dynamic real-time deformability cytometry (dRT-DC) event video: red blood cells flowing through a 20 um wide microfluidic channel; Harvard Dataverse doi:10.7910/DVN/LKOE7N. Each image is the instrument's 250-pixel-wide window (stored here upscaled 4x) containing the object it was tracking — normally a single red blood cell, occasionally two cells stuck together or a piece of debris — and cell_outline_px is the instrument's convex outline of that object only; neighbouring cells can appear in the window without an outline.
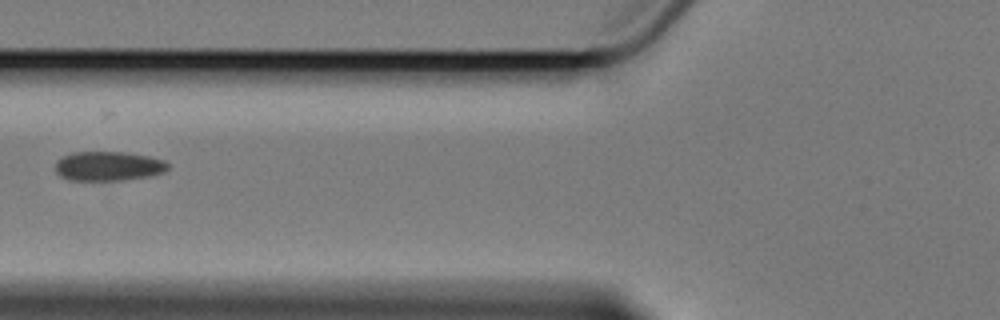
{"species": "Egyptian fruit bat (a non-hibernating species)", "species_latin": "Rousettus aegyptiacus", "temperature_condition": "cold", "stored_images_in_passage": 6, "camera_frame_rate_fps": 3000, "um_per_image_px": 0.085, "animal": {"sex": "female"}, "frame": {"image": 1, "passage_image": 6, "time_ms": 6.0, "image_size_px": [1000, 320], "cell_outline_px": [[168, 168], [164, 172], [148, 176], [120, 180], [68, 180], [60, 176], [56, 172], [56, 160], [72, 152], [124, 152], [148, 156], [164, 160], [168, 164]], "centroid_in_image_um": [9.19, 14.12], "position_along_channel_um": 116.6, "area_um2": 19.19}}